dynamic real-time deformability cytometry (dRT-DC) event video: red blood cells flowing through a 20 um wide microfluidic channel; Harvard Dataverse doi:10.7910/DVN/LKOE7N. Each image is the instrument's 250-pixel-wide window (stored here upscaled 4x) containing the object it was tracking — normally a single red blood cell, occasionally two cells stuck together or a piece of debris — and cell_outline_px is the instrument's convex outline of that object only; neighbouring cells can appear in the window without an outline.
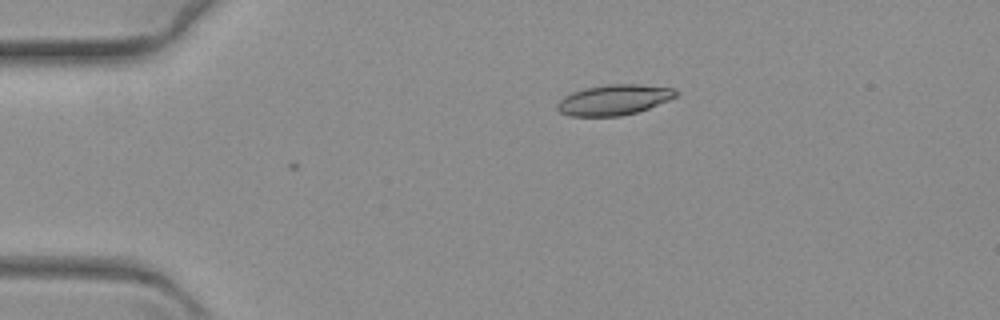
{"species": "common noctule bat (a hibernating species)", "species_latin": "Nyctalus noctula", "temperature_condition": "warm", "stored_images_in_passage": 4, "camera_frame_rate_fps": 3000, "um_per_image_px": 0.085, "animal": {"sex": "female", "body_mass_g": 19.3, "forearm_length_mm": 54.1}, "frame": {"image": 1, "passage_image": 2, "time_ms": 0.333, "image_size_px": [1000, 320], "cell_outline_px": [[680, 92], [676, 96], [668, 100], [648, 108], [636, 112], [620, 116], [568, 116], [560, 112], [556, 108], [556, 104], [564, 96], [572, 92], [584, 88], [608, 84], [640, 84], [676, 88]], "centroid_in_image_um": [52.18, 8.48], "position_along_channel_um": 32.8, "area_um2": 21.15}}